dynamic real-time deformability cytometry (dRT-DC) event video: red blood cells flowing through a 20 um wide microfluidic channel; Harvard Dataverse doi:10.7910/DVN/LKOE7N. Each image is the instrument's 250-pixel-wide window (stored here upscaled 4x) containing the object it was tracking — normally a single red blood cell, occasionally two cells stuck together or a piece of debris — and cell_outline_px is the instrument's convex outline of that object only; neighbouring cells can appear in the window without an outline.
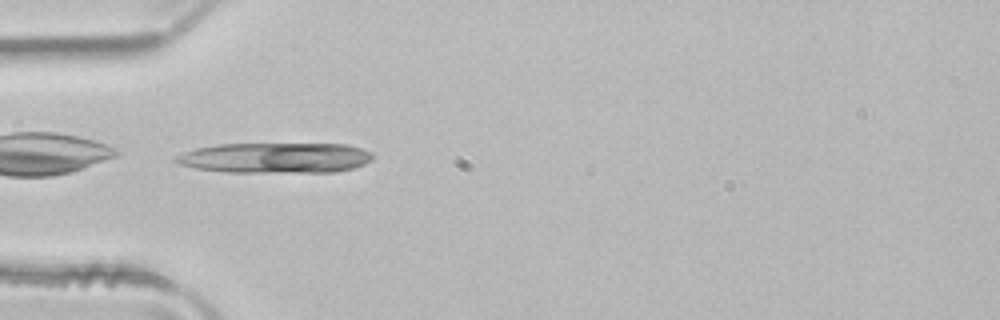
{"species": "common noctule bat (a hibernating species)", "species_latin": "Nyctalus noctula", "temperature_condition": "room temperature", "stored_images_in_passage": 33, "camera_frame_rate_fps": 3000, "um_per_image_px": 0.085, "animal": {"sex": "male", "body_mass_g": 21.5, "forearm_length_mm": 52.0}, "frame": {"image": 1, "passage_image": 1, "time_ms": 0.0, "image_size_px": [1000, 320], "cell_outline_px": [[372, 160], [364, 164], [352, 168], [336, 172], [228, 172], [196, 168], [180, 164], [172, 160], [176, 156], [184, 152], [196, 148], [220, 144], [344, 144], [360, 148], [372, 152]], "centroid_in_image_um": [23.41, 13.42], "position_along_channel_um": 61.6, "area_um2": 34.8}}